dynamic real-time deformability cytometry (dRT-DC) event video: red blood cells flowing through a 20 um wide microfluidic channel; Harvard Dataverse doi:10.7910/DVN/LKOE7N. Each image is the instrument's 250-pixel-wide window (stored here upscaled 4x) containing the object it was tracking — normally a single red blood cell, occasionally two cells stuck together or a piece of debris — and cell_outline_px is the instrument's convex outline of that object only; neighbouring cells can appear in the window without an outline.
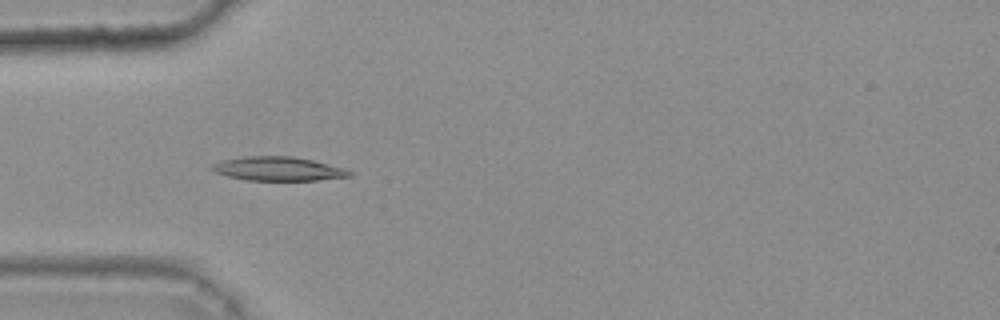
{"species": "common noctule bat (a hibernating species)", "species_latin": "Nyctalus noctula", "temperature_condition": "warm", "stored_images_in_passage": 45, "camera_frame_rate_fps": 3000, "um_per_image_px": 0.085, "animal": {"sex": "female", "body_mass_g": 25.1}, "frame": {"image": 1, "passage_image": 16, "time_ms": 5.0, "image_size_px": [1000, 320], "cell_outline_px": [[352, 176], [316, 180], [248, 180], [228, 176], [216, 172], [208, 168], [212, 164], [224, 160], [244, 156], [292, 156], [312, 160], [344, 168], [352, 172]], "centroid_in_image_um": [23.63, 14.34], "position_along_channel_um": 61.4, "area_um2": 19.02}}
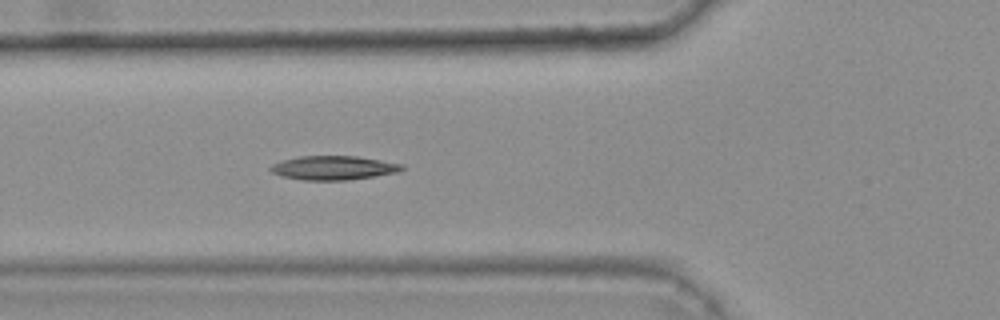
{"frame": {"image": 2, "passage_image": 19, "time_ms": 6.0, "image_size_px": [1000, 320], "cell_outline_px": [[404, 168], [400, 172], [348, 180], [304, 180], [284, 176], [272, 172], [268, 168], [272, 164], [284, 160], [300, 156], [356, 156], [404, 164]], "centroid_in_image_um": [28.38, 14.26], "position_along_channel_um": 97.4, "area_um2": 18.26}}
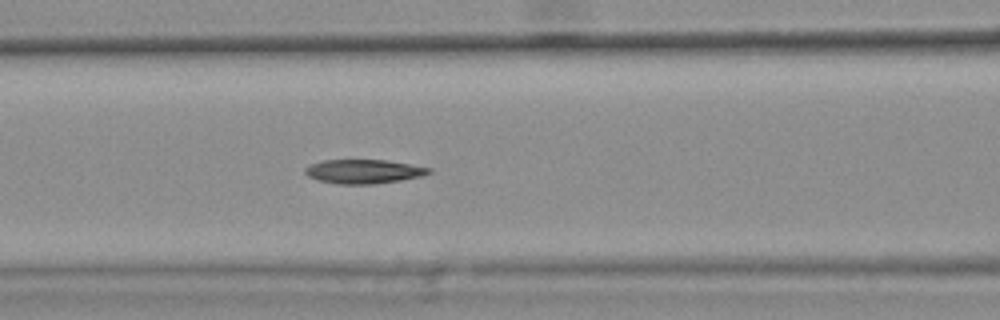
{"frame": {"image": 3, "passage_image": 22, "time_ms": 7.0, "image_size_px": [1000, 320], "cell_outline_px": [[432, 172], [420, 176], [400, 180], [372, 184], [336, 184], [316, 180], [308, 176], [304, 172], [304, 168], [320, 160], [388, 160], [432, 168]], "centroid_in_image_um": [30.88, 14.57], "position_along_channel_um": 135.7, "area_um2": 17.4}, "authors_computed_cell_mechanics": {"area_um2": 18.1492, "velocity_mm_per_s": 3.795, "shape_relaxation_time_tau1_ms": 8.2054, "shape_relaxation_time_tau2_ms": 8.9026, "deformation_change_tau1": 0.2311, "deformation_change_tau2": 0.1186}}